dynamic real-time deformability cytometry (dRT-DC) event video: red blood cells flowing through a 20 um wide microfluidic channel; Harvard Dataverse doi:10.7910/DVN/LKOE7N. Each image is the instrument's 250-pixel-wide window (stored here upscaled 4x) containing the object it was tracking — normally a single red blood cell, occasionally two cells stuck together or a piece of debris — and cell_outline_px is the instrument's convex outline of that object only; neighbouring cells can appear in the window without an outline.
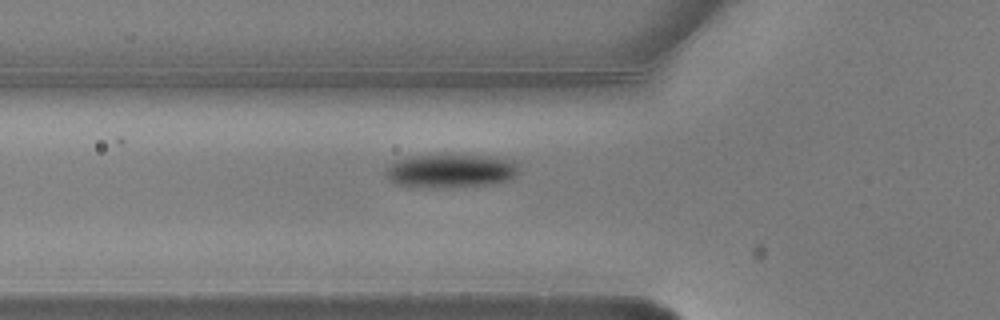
{"species": "common noctule bat (a hibernating species)", "species_latin": "Nyctalus noctula", "temperature_condition": "warm", "stored_images_in_passage": 2, "camera_frame_rate_fps": 3000, "um_per_image_px": 0.085, "animal": {"sex": "male", "body_mass_g": 20.5, "forearm_length_mm": 52.5}, "frame": {"image": 1, "passage_image": 2, "time_ms": 0.333, "image_size_px": [1000, 320], "cell_outline_px": [[520, 172], [516, 176], [508, 180], [484, 184], [396, 184], [384, 172], [384, 168], [396, 160], [408, 156], [492, 156], [512, 160], [516, 164]], "centroid_in_image_um": [38.35, 14.45], "position_along_channel_um": 87.4, "area_um2": 24.33}}